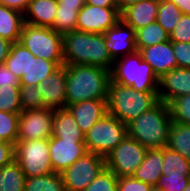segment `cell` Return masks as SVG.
<instances>
[{
	"label": "cell",
	"instance_id": "obj_19",
	"mask_svg": "<svg viewBox=\"0 0 190 191\" xmlns=\"http://www.w3.org/2000/svg\"><path fill=\"white\" fill-rule=\"evenodd\" d=\"M159 0H141L120 13L121 20L135 31L156 21Z\"/></svg>",
	"mask_w": 190,
	"mask_h": 191
},
{
	"label": "cell",
	"instance_id": "obj_48",
	"mask_svg": "<svg viewBox=\"0 0 190 191\" xmlns=\"http://www.w3.org/2000/svg\"><path fill=\"white\" fill-rule=\"evenodd\" d=\"M86 0H58V6L83 7Z\"/></svg>",
	"mask_w": 190,
	"mask_h": 191
},
{
	"label": "cell",
	"instance_id": "obj_50",
	"mask_svg": "<svg viewBox=\"0 0 190 191\" xmlns=\"http://www.w3.org/2000/svg\"><path fill=\"white\" fill-rule=\"evenodd\" d=\"M149 191H164L162 188L155 186H152L151 189Z\"/></svg>",
	"mask_w": 190,
	"mask_h": 191
},
{
	"label": "cell",
	"instance_id": "obj_20",
	"mask_svg": "<svg viewBox=\"0 0 190 191\" xmlns=\"http://www.w3.org/2000/svg\"><path fill=\"white\" fill-rule=\"evenodd\" d=\"M58 0H31L24 12L25 22L34 26L52 28Z\"/></svg>",
	"mask_w": 190,
	"mask_h": 191
},
{
	"label": "cell",
	"instance_id": "obj_41",
	"mask_svg": "<svg viewBox=\"0 0 190 191\" xmlns=\"http://www.w3.org/2000/svg\"><path fill=\"white\" fill-rule=\"evenodd\" d=\"M151 185L135 179L133 176L118 177L117 191H149Z\"/></svg>",
	"mask_w": 190,
	"mask_h": 191
},
{
	"label": "cell",
	"instance_id": "obj_13",
	"mask_svg": "<svg viewBox=\"0 0 190 191\" xmlns=\"http://www.w3.org/2000/svg\"><path fill=\"white\" fill-rule=\"evenodd\" d=\"M87 152L84 140L49 138V157L55 173H61Z\"/></svg>",
	"mask_w": 190,
	"mask_h": 191
},
{
	"label": "cell",
	"instance_id": "obj_23",
	"mask_svg": "<svg viewBox=\"0 0 190 191\" xmlns=\"http://www.w3.org/2000/svg\"><path fill=\"white\" fill-rule=\"evenodd\" d=\"M52 137L63 140H85V135L67 108L54 109Z\"/></svg>",
	"mask_w": 190,
	"mask_h": 191
},
{
	"label": "cell",
	"instance_id": "obj_16",
	"mask_svg": "<svg viewBox=\"0 0 190 191\" xmlns=\"http://www.w3.org/2000/svg\"><path fill=\"white\" fill-rule=\"evenodd\" d=\"M190 95V68H174L159 79V100L169 104L172 100Z\"/></svg>",
	"mask_w": 190,
	"mask_h": 191
},
{
	"label": "cell",
	"instance_id": "obj_49",
	"mask_svg": "<svg viewBox=\"0 0 190 191\" xmlns=\"http://www.w3.org/2000/svg\"><path fill=\"white\" fill-rule=\"evenodd\" d=\"M141 0H116L117 6H118V10L121 13L124 9H126L127 7L134 5L138 2H140Z\"/></svg>",
	"mask_w": 190,
	"mask_h": 191
},
{
	"label": "cell",
	"instance_id": "obj_6",
	"mask_svg": "<svg viewBox=\"0 0 190 191\" xmlns=\"http://www.w3.org/2000/svg\"><path fill=\"white\" fill-rule=\"evenodd\" d=\"M127 136V125L109 113L98 120L85 134L87 151L104 158Z\"/></svg>",
	"mask_w": 190,
	"mask_h": 191
},
{
	"label": "cell",
	"instance_id": "obj_22",
	"mask_svg": "<svg viewBox=\"0 0 190 191\" xmlns=\"http://www.w3.org/2000/svg\"><path fill=\"white\" fill-rule=\"evenodd\" d=\"M163 147L148 149L143 162L136 169L133 177L144 183L155 186L162 175Z\"/></svg>",
	"mask_w": 190,
	"mask_h": 191
},
{
	"label": "cell",
	"instance_id": "obj_39",
	"mask_svg": "<svg viewBox=\"0 0 190 191\" xmlns=\"http://www.w3.org/2000/svg\"><path fill=\"white\" fill-rule=\"evenodd\" d=\"M171 42H190V15L182 14L175 28L169 33Z\"/></svg>",
	"mask_w": 190,
	"mask_h": 191
},
{
	"label": "cell",
	"instance_id": "obj_11",
	"mask_svg": "<svg viewBox=\"0 0 190 191\" xmlns=\"http://www.w3.org/2000/svg\"><path fill=\"white\" fill-rule=\"evenodd\" d=\"M54 109L44 108L19 113L17 140L49 139L53 133Z\"/></svg>",
	"mask_w": 190,
	"mask_h": 191
},
{
	"label": "cell",
	"instance_id": "obj_27",
	"mask_svg": "<svg viewBox=\"0 0 190 191\" xmlns=\"http://www.w3.org/2000/svg\"><path fill=\"white\" fill-rule=\"evenodd\" d=\"M26 176L13 160L0 168V191H24Z\"/></svg>",
	"mask_w": 190,
	"mask_h": 191
},
{
	"label": "cell",
	"instance_id": "obj_2",
	"mask_svg": "<svg viewBox=\"0 0 190 191\" xmlns=\"http://www.w3.org/2000/svg\"><path fill=\"white\" fill-rule=\"evenodd\" d=\"M64 65H93L111 71L105 34L74 30L62 35Z\"/></svg>",
	"mask_w": 190,
	"mask_h": 191
},
{
	"label": "cell",
	"instance_id": "obj_34",
	"mask_svg": "<svg viewBox=\"0 0 190 191\" xmlns=\"http://www.w3.org/2000/svg\"><path fill=\"white\" fill-rule=\"evenodd\" d=\"M20 87L5 86L0 87V111L9 113H20Z\"/></svg>",
	"mask_w": 190,
	"mask_h": 191
},
{
	"label": "cell",
	"instance_id": "obj_44",
	"mask_svg": "<svg viewBox=\"0 0 190 191\" xmlns=\"http://www.w3.org/2000/svg\"><path fill=\"white\" fill-rule=\"evenodd\" d=\"M12 46V42L0 37V65L4 64Z\"/></svg>",
	"mask_w": 190,
	"mask_h": 191
},
{
	"label": "cell",
	"instance_id": "obj_53",
	"mask_svg": "<svg viewBox=\"0 0 190 191\" xmlns=\"http://www.w3.org/2000/svg\"><path fill=\"white\" fill-rule=\"evenodd\" d=\"M0 4L5 5V0H0Z\"/></svg>",
	"mask_w": 190,
	"mask_h": 191
},
{
	"label": "cell",
	"instance_id": "obj_15",
	"mask_svg": "<svg viewBox=\"0 0 190 191\" xmlns=\"http://www.w3.org/2000/svg\"><path fill=\"white\" fill-rule=\"evenodd\" d=\"M46 108H66V67L60 65L48 78L37 85Z\"/></svg>",
	"mask_w": 190,
	"mask_h": 191
},
{
	"label": "cell",
	"instance_id": "obj_32",
	"mask_svg": "<svg viewBox=\"0 0 190 191\" xmlns=\"http://www.w3.org/2000/svg\"><path fill=\"white\" fill-rule=\"evenodd\" d=\"M182 12L170 0H159L158 15L156 21L159 25L170 33L179 21Z\"/></svg>",
	"mask_w": 190,
	"mask_h": 191
},
{
	"label": "cell",
	"instance_id": "obj_43",
	"mask_svg": "<svg viewBox=\"0 0 190 191\" xmlns=\"http://www.w3.org/2000/svg\"><path fill=\"white\" fill-rule=\"evenodd\" d=\"M14 144L5 142L0 145V168L14 160Z\"/></svg>",
	"mask_w": 190,
	"mask_h": 191
},
{
	"label": "cell",
	"instance_id": "obj_29",
	"mask_svg": "<svg viewBox=\"0 0 190 191\" xmlns=\"http://www.w3.org/2000/svg\"><path fill=\"white\" fill-rule=\"evenodd\" d=\"M24 191H66L60 173L38 177H26Z\"/></svg>",
	"mask_w": 190,
	"mask_h": 191
},
{
	"label": "cell",
	"instance_id": "obj_38",
	"mask_svg": "<svg viewBox=\"0 0 190 191\" xmlns=\"http://www.w3.org/2000/svg\"><path fill=\"white\" fill-rule=\"evenodd\" d=\"M190 183V177L180 175H161L156 186L164 191H183Z\"/></svg>",
	"mask_w": 190,
	"mask_h": 191
},
{
	"label": "cell",
	"instance_id": "obj_30",
	"mask_svg": "<svg viewBox=\"0 0 190 191\" xmlns=\"http://www.w3.org/2000/svg\"><path fill=\"white\" fill-rule=\"evenodd\" d=\"M82 7L58 6L51 28L61 35L76 30L77 16Z\"/></svg>",
	"mask_w": 190,
	"mask_h": 191
},
{
	"label": "cell",
	"instance_id": "obj_14",
	"mask_svg": "<svg viewBox=\"0 0 190 191\" xmlns=\"http://www.w3.org/2000/svg\"><path fill=\"white\" fill-rule=\"evenodd\" d=\"M106 46L112 60L135 53V30L121 19L105 33Z\"/></svg>",
	"mask_w": 190,
	"mask_h": 191
},
{
	"label": "cell",
	"instance_id": "obj_33",
	"mask_svg": "<svg viewBox=\"0 0 190 191\" xmlns=\"http://www.w3.org/2000/svg\"><path fill=\"white\" fill-rule=\"evenodd\" d=\"M19 113L0 111V136L5 142L14 144L18 134Z\"/></svg>",
	"mask_w": 190,
	"mask_h": 191
},
{
	"label": "cell",
	"instance_id": "obj_40",
	"mask_svg": "<svg viewBox=\"0 0 190 191\" xmlns=\"http://www.w3.org/2000/svg\"><path fill=\"white\" fill-rule=\"evenodd\" d=\"M177 67L190 68V42H172Z\"/></svg>",
	"mask_w": 190,
	"mask_h": 191
},
{
	"label": "cell",
	"instance_id": "obj_24",
	"mask_svg": "<svg viewBox=\"0 0 190 191\" xmlns=\"http://www.w3.org/2000/svg\"><path fill=\"white\" fill-rule=\"evenodd\" d=\"M24 23V13L0 4V37L19 42Z\"/></svg>",
	"mask_w": 190,
	"mask_h": 191
},
{
	"label": "cell",
	"instance_id": "obj_18",
	"mask_svg": "<svg viewBox=\"0 0 190 191\" xmlns=\"http://www.w3.org/2000/svg\"><path fill=\"white\" fill-rule=\"evenodd\" d=\"M74 116L77 125L84 135L105 114H107V100L90 99L73 103L66 107Z\"/></svg>",
	"mask_w": 190,
	"mask_h": 191
},
{
	"label": "cell",
	"instance_id": "obj_47",
	"mask_svg": "<svg viewBox=\"0 0 190 191\" xmlns=\"http://www.w3.org/2000/svg\"><path fill=\"white\" fill-rule=\"evenodd\" d=\"M172 1L182 12V14L190 15V0H170Z\"/></svg>",
	"mask_w": 190,
	"mask_h": 191
},
{
	"label": "cell",
	"instance_id": "obj_31",
	"mask_svg": "<svg viewBox=\"0 0 190 191\" xmlns=\"http://www.w3.org/2000/svg\"><path fill=\"white\" fill-rule=\"evenodd\" d=\"M4 65L18 78H21L29 66V50L19 42L12 43Z\"/></svg>",
	"mask_w": 190,
	"mask_h": 191
},
{
	"label": "cell",
	"instance_id": "obj_17",
	"mask_svg": "<svg viewBox=\"0 0 190 191\" xmlns=\"http://www.w3.org/2000/svg\"><path fill=\"white\" fill-rule=\"evenodd\" d=\"M139 52L159 79L170 70L177 68V61L170 40L142 48Z\"/></svg>",
	"mask_w": 190,
	"mask_h": 191
},
{
	"label": "cell",
	"instance_id": "obj_25",
	"mask_svg": "<svg viewBox=\"0 0 190 191\" xmlns=\"http://www.w3.org/2000/svg\"><path fill=\"white\" fill-rule=\"evenodd\" d=\"M167 147L190 161V125L172 122Z\"/></svg>",
	"mask_w": 190,
	"mask_h": 191
},
{
	"label": "cell",
	"instance_id": "obj_45",
	"mask_svg": "<svg viewBox=\"0 0 190 191\" xmlns=\"http://www.w3.org/2000/svg\"><path fill=\"white\" fill-rule=\"evenodd\" d=\"M31 0H5V6L24 13Z\"/></svg>",
	"mask_w": 190,
	"mask_h": 191
},
{
	"label": "cell",
	"instance_id": "obj_26",
	"mask_svg": "<svg viewBox=\"0 0 190 191\" xmlns=\"http://www.w3.org/2000/svg\"><path fill=\"white\" fill-rule=\"evenodd\" d=\"M136 49L153 46L169 41V33L157 21L135 31Z\"/></svg>",
	"mask_w": 190,
	"mask_h": 191
},
{
	"label": "cell",
	"instance_id": "obj_21",
	"mask_svg": "<svg viewBox=\"0 0 190 191\" xmlns=\"http://www.w3.org/2000/svg\"><path fill=\"white\" fill-rule=\"evenodd\" d=\"M64 61H50L47 59L35 57L29 51V66L26 73H23L20 79V85L37 86L44 79L54 72Z\"/></svg>",
	"mask_w": 190,
	"mask_h": 191
},
{
	"label": "cell",
	"instance_id": "obj_37",
	"mask_svg": "<svg viewBox=\"0 0 190 191\" xmlns=\"http://www.w3.org/2000/svg\"><path fill=\"white\" fill-rule=\"evenodd\" d=\"M117 187L118 177L105 167L84 191H117Z\"/></svg>",
	"mask_w": 190,
	"mask_h": 191
},
{
	"label": "cell",
	"instance_id": "obj_28",
	"mask_svg": "<svg viewBox=\"0 0 190 191\" xmlns=\"http://www.w3.org/2000/svg\"><path fill=\"white\" fill-rule=\"evenodd\" d=\"M162 175L184 174L190 177V161L167 146L163 147Z\"/></svg>",
	"mask_w": 190,
	"mask_h": 191
},
{
	"label": "cell",
	"instance_id": "obj_7",
	"mask_svg": "<svg viewBox=\"0 0 190 191\" xmlns=\"http://www.w3.org/2000/svg\"><path fill=\"white\" fill-rule=\"evenodd\" d=\"M19 43L35 57L50 61H64L62 35L48 27L24 23Z\"/></svg>",
	"mask_w": 190,
	"mask_h": 191
},
{
	"label": "cell",
	"instance_id": "obj_3",
	"mask_svg": "<svg viewBox=\"0 0 190 191\" xmlns=\"http://www.w3.org/2000/svg\"><path fill=\"white\" fill-rule=\"evenodd\" d=\"M172 117L169 104L159 101L127 124V136L148 149L167 146Z\"/></svg>",
	"mask_w": 190,
	"mask_h": 191
},
{
	"label": "cell",
	"instance_id": "obj_46",
	"mask_svg": "<svg viewBox=\"0 0 190 191\" xmlns=\"http://www.w3.org/2000/svg\"><path fill=\"white\" fill-rule=\"evenodd\" d=\"M86 4L99 7H118L116 0H86Z\"/></svg>",
	"mask_w": 190,
	"mask_h": 191
},
{
	"label": "cell",
	"instance_id": "obj_5",
	"mask_svg": "<svg viewBox=\"0 0 190 191\" xmlns=\"http://www.w3.org/2000/svg\"><path fill=\"white\" fill-rule=\"evenodd\" d=\"M110 77L112 82L140 92H158L159 78L139 51L114 60Z\"/></svg>",
	"mask_w": 190,
	"mask_h": 191
},
{
	"label": "cell",
	"instance_id": "obj_35",
	"mask_svg": "<svg viewBox=\"0 0 190 191\" xmlns=\"http://www.w3.org/2000/svg\"><path fill=\"white\" fill-rule=\"evenodd\" d=\"M20 104L22 111L46 108L43 104L42 95L37 86H20Z\"/></svg>",
	"mask_w": 190,
	"mask_h": 191
},
{
	"label": "cell",
	"instance_id": "obj_42",
	"mask_svg": "<svg viewBox=\"0 0 190 191\" xmlns=\"http://www.w3.org/2000/svg\"><path fill=\"white\" fill-rule=\"evenodd\" d=\"M20 87V79L12 73L4 64L0 65V87Z\"/></svg>",
	"mask_w": 190,
	"mask_h": 191
},
{
	"label": "cell",
	"instance_id": "obj_9",
	"mask_svg": "<svg viewBox=\"0 0 190 191\" xmlns=\"http://www.w3.org/2000/svg\"><path fill=\"white\" fill-rule=\"evenodd\" d=\"M148 148L128 136L105 158V164L117 177L133 176Z\"/></svg>",
	"mask_w": 190,
	"mask_h": 191
},
{
	"label": "cell",
	"instance_id": "obj_10",
	"mask_svg": "<svg viewBox=\"0 0 190 191\" xmlns=\"http://www.w3.org/2000/svg\"><path fill=\"white\" fill-rule=\"evenodd\" d=\"M105 167L104 157L88 151L60 173L66 191H84Z\"/></svg>",
	"mask_w": 190,
	"mask_h": 191
},
{
	"label": "cell",
	"instance_id": "obj_36",
	"mask_svg": "<svg viewBox=\"0 0 190 191\" xmlns=\"http://www.w3.org/2000/svg\"><path fill=\"white\" fill-rule=\"evenodd\" d=\"M172 122L190 125V95H185L169 103Z\"/></svg>",
	"mask_w": 190,
	"mask_h": 191
},
{
	"label": "cell",
	"instance_id": "obj_52",
	"mask_svg": "<svg viewBox=\"0 0 190 191\" xmlns=\"http://www.w3.org/2000/svg\"><path fill=\"white\" fill-rule=\"evenodd\" d=\"M5 143V141L2 139V137L0 136V145Z\"/></svg>",
	"mask_w": 190,
	"mask_h": 191
},
{
	"label": "cell",
	"instance_id": "obj_1",
	"mask_svg": "<svg viewBox=\"0 0 190 191\" xmlns=\"http://www.w3.org/2000/svg\"><path fill=\"white\" fill-rule=\"evenodd\" d=\"M66 67V105L90 99L107 100L110 71L99 66L81 64Z\"/></svg>",
	"mask_w": 190,
	"mask_h": 191
},
{
	"label": "cell",
	"instance_id": "obj_12",
	"mask_svg": "<svg viewBox=\"0 0 190 191\" xmlns=\"http://www.w3.org/2000/svg\"><path fill=\"white\" fill-rule=\"evenodd\" d=\"M118 7L85 4L77 16L76 30L104 34L120 20Z\"/></svg>",
	"mask_w": 190,
	"mask_h": 191
},
{
	"label": "cell",
	"instance_id": "obj_51",
	"mask_svg": "<svg viewBox=\"0 0 190 191\" xmlns=\"http://www.w3.org/2000/svg\"><path fill=\"white\" fill-rule=\"evenodd\" d=\"M183 191H190V183Z\"/></svg>",
	"mask_w": 190,
	"mask_h": 191
},
{
	"label": "cell",
	"instance_id": "obj_8",
	"mask_svg": "<svg viewBox=\"0 0 190 191\" xmlns=\"http://www.w3.org/2000/svg\"><path fill=\"white\" fill-rule=\"evenodd\" d=\"M14 156L26 177H38L54 172L49 157V139L16 140Z\"/></svg>",
	"mask_w": 190,
	"mask_h": 191
},
{
	"label": "cell",
	"instance_id": "obj_4",
	"mask_svg": "<svg viewBox=\"0 0 190 191\" xmlns=\"http://www.w3.org/2000/svg\"><path fill=\"white\" fill-rule=\"evenodd\" d=\"M159 101L158 92H140L110 80L107 113L127 125Z\"/></svg>",
	"mask_w": 190,
	"mask_h": 191
}]
</instances>
